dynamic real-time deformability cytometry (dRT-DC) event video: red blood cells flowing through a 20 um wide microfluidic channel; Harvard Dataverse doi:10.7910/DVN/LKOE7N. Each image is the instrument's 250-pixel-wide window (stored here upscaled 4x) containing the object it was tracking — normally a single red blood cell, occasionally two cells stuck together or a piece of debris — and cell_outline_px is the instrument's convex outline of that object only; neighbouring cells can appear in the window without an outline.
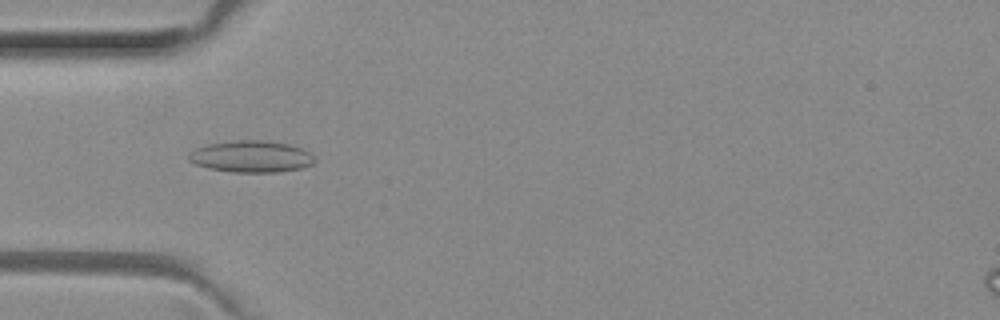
{"species": "common noctule bat (a hibernating species)", "species_latin": "Nyctalus noctula", "temperature_condition": "room temperature", "stored_images_in_passage": 42, "camera_frame_rate_fps": 3000, "um_per_image_px": 0.085, "animal": {"sex": "female", "body_mass_g": 29.2, "forearm_length_mm": 56.3}, "frame": {"image": 1, "passage_image": 7, "time_ms": 2.0, "image_size_px": [1000, 320], "cell_outline_px": [[316, 160], [312, 164], [304, 168], [276, 172], [232, 172], [208, 168], [196, 164], [188, 160], [188, 156], [196, 148], [208, 144], [236, 140], [268, 140], [288, 144], [312, 152]], "centroid_in_image_um": [21.4, 13.3], "position_along_channel_um": 63.6, "area_um2": 23.35}}
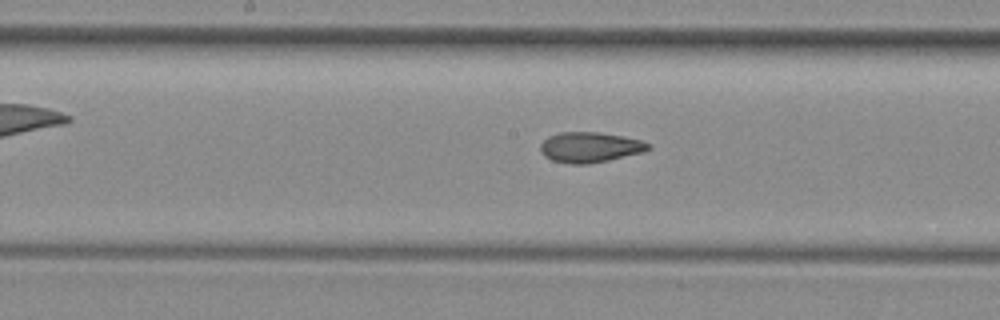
{"frame": {"image": 2, "passage_image": 17, "time_ms": 5.333, "image_size_px": [1000, 320], "cell_outline_px": [[652, 148], [644, 152], [608, 160], [588, 164], [572, 164], [552, 160], [544, 156], [540, 152], [540, 144], [548, 136], [560, 132], [600, 132], [624, 136], [640, 140], [652, 144]], "centroid_in_image_um": [50.16, 12.51], "position_along_channel_um": 198.0, "area_um2": 19.25}}
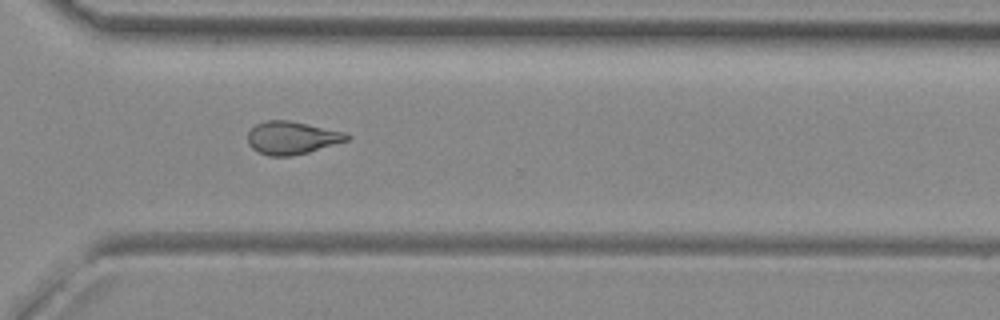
{"frame": {"image": 3, "passage_image": 28, "time_ms": 9.0, "image_size_px": [1000, 320], "cell_outline_px": [[352, 136], [348, 140], [308, 152], [292, 156], [268, 156], [256, 152], [248, 144], [248, 132], [256, 124], [264, 120], [288, 120], [308, 124], [344, 132]], "centroid_in_image_um": [24.78, 11.72], "position_along_channel_um": 345.8, "area_um2": 19.02}, "authors_computed_cell_mechanics": {"area_um2": 19.1029, "velocity_mm_per_s": 4.0354, "shape_relaxation_time_tau1_ms": null, "shape_relaxation_time_tau2_ms": 3.4011, "deformation_change_tau1": null, "deformation_change_tau2": 0.0977}}